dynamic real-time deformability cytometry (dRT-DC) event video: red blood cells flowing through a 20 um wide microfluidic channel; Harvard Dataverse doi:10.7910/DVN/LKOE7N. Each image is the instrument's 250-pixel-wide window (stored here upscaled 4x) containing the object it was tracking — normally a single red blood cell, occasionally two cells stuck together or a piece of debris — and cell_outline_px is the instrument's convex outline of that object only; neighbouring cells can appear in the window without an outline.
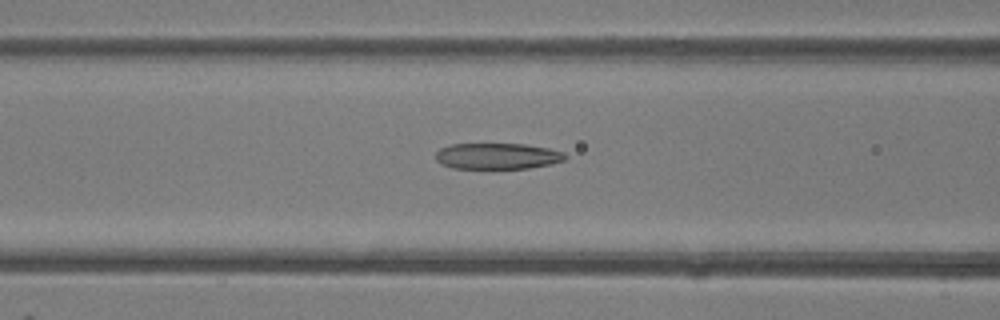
{"species": "common noctule bat (a hibernating species)", "species_latin": "Nyctalus noctula", "temperature_condition": "room temperature", "stored_images_in_passage": 49, "camera_frame_rate_fps": 3000, "um_per_image_px": 0.085, "animal": {"sex": "female"}, "frame": {"image": 1, "passage_image": 20, "time_ms": 6.333, "image_size_px": [1000, 320], "cell_outline_px": [[568, 156], [564, 160], [552, 164], [528, 168], [452, 168], [440, 164], [436, 160], [436, 152], [440, 148], [448, 144], [524, 144], [548, 148], [564, 152]], "centroid_in_image_um": [42.27, 13.26], "position_along_channel_um": 124.3, "area_um2": 19.77}}
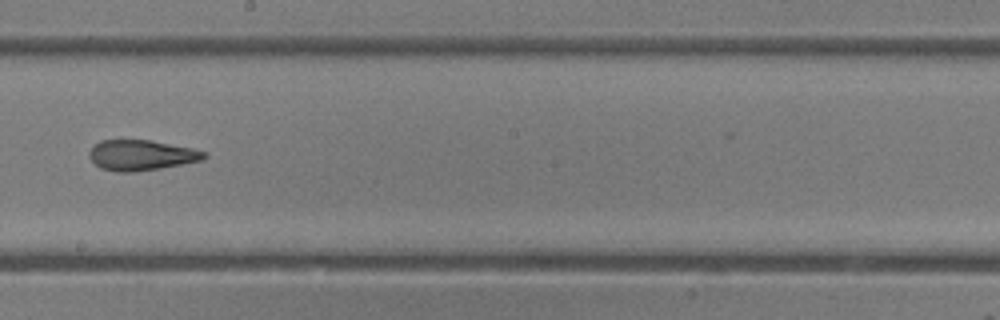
{"frame": {"image": 2, "passage_image": 28, "time_ms": 9.0, "image_size_px": [1000, 320], "cell_outline_px": [[208, 156], [200, 160], [160, 168], [136, 172], [116, 172], [100, 168], [88, 156], [88, 152], [100, 140], [152, 140], [192, 148], [208, 152]], "centroid_in_image_um": [12.0, 13.19], "position_along_channel_um": 236.2, "area_um2": 20.35}}
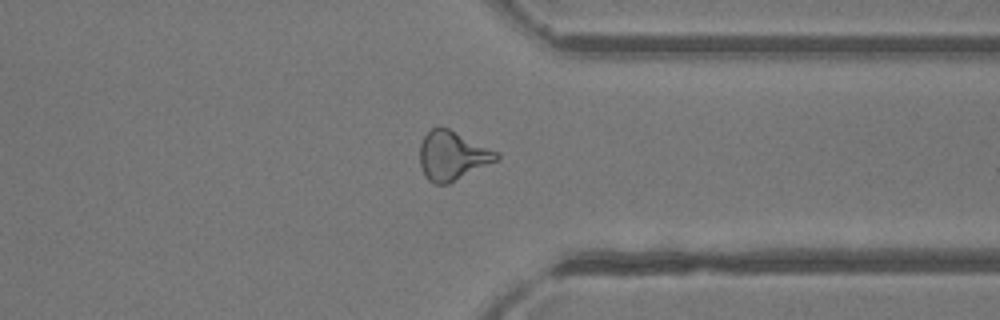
{"frame": {"image": 3, "passage_image": 38, "time_ms": 12.333, "image_size_px": [1000, 320], "cell_outline_px": [[500, 160], [448, 184], [436, 184], [428, 180], [424, 176], [420, 164], [420, 144], [424, 136], [432, 128], [448, 128], [500, 152]], "centroid_in_image_um": [38.49, 13.25], "position_along_channel_um": 372.9, "area_um2": 22.08}, "authors_computed_cell_mechanics": {"area_um2": 22.0796, "velocity_mm_per_s": 4.1898, "shape_relaxation_time_tau1_ms": null, "shape_relaxation_time_tau2_ms": 1.3879, "deformation_change_tau1": null, "deformation_change_tau2": 0.0979}}